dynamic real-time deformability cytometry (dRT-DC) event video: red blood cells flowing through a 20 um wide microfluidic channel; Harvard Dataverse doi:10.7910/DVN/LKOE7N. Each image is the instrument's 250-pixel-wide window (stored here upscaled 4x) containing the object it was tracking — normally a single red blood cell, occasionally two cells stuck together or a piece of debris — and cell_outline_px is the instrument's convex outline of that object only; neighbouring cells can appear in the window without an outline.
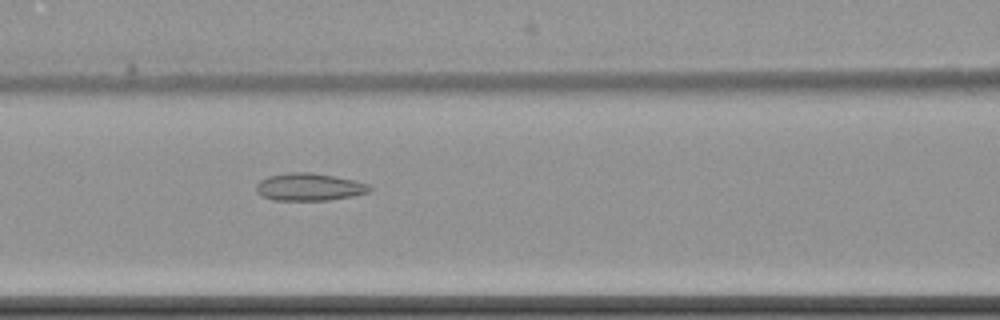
{"species": "common noctule bat (a hibernating species)", "species_latin": "Nyctalus noctula", "temperature_condition": "cold", "stored_images_in_passage": 7, "camera_frame_rate_fps": 3000, "um_per_image_px": 0.085, "animal": {"sex": "female", "body_mass_g": 22.7, "forearm_length_mm": 54.2}, "frame": {"image": 1, "passage_image": 7, "time_ms": 8.0, "image_size_px": [1000, 320], "cell_outline_px": [[372, 188], [368, 192], [352, 196], [328, 200], [272, 200], [260, 196], [256, 192], [256, 184], [260, 180], [268, 176], [288, 172], [312, 172], [336, 176], [356, 180], [368, 184]], "centroid_in_image_um": [26.26, 15.88], "position_along_channel_um": 140.3, "area_um2": 18.38}}